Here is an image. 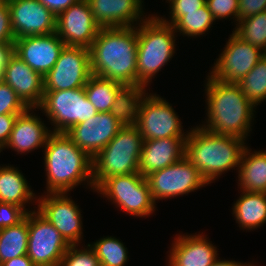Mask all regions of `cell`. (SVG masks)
<instances>
[{
    "mask_svg": "<svg viewBox=\"0 0 266 266\" xmlns=\"http://www.w3.org/2000/svg\"><path fill=\"white\" fill-rule=\"evenodd\" d=\"M166 261L168 266H211L218 258V248L206 234H176Z\"/></svg>",
    "mask_w": 266,
    "mask_h": 266,
    "instance_id": "20",
    "label": "cell"
},
{
    "mask_svg": "<svg viewBox=\"0 0 266 266\" xmlns=\"http://www.w3.org/2000/svg\"><path fill=\"white\" fill-rule=\"evenodd\" d=\"M186 138L171 137L143 140L139 160V174L146 177L181 160L185 156Z\"/></svg>",
    "mask_w": 266,
    "mask_h": 266,
    "instance_id": "23",
    "label": "cell"
},
{
    "mask_svg": "<svg viewBox=\"0 0 266 266\" xmlns=\"http://www.w3.org/2000/svg\"><path fill=\"white\" fill-rule=\"evenodd\" d=\"M266 10V0H239L238 21Z\"/></svg>",
    "mask_w": 266,
    "mask_h": 266,
    "instance_id": "39",
    "label": "cell"
},
{
    "mask_svg": "<svg viewBox=\"0 0 266 266\" xmlns=\"http://www.w3.org/2000/svg\"><path fill=\"white\" fill-rule=\"evenodd\" d=\"M69 192L43 193L37 197L36 210L45 217L69 245L83 241V223L79 205L71 199Z\"/></svg>",
    "mask_w": 266,
    "mask_h": 266,
    "instance_id": "13",
    "label": "cell"
},
{
    "mask_svg": "<svg viewBox=\"0 0 266 266\" xmlns=\"http://www.w3.org/2000/svg\"><path fill=\"white\" fill-rule=\"evenodd\" d=\"M8 50L0 49V83L3 82V66L5 61V54Z\"/></svg>",
    "mask_w": 266,
    "mask_h": 266,
    "instance_id": "44",
    "label": "cell"
},
{
    "mask_svg": "<svg viewBox=\"0 0 266 266\" xmlns=\"http://www.w3.org/2000/svg\"><path fill=\"white\" fill-rule=\"evenodd\" d=\"M33 110L36 111V108H28L17 115L9 140L2 151L10 148L17 154L26 155L39 148L43 150L52 129Z\"/></svg>",
    "mask_w": 266,
    "mask_h": 266,
    "instance_id": "21",
    "label": "cell"
},
{
    "mask_svg": "<svg viewBox=\"0 0 266 266\" xmlns=\"http://www.w3.org/2000/svg\"><path fill=\"white\" fill-rule=\"evenodd\" d=\"M89 50L93 75L137 92V26L101 28Z\"/></svg>",
    "mask_w": 266,
    "mask_h": 266,
    "instance_id": "1",
    "label": "cell"
},
{
    "mask_svg": "<svg viewBox=\"0 0 266 266\" xmlns=\"http://www.w3.org/2000/svg\"><path fill=\"white\" fill-rule=\"evenodd\" d=\"M46 8H48L56 17L78 0H38Z\"/></svg>",
    "mask_w": 266,
    "mask_h": 266,
    "instance_id": "41",
    "label": "cell"
},
{
    "mask_svg": "<svg viewBox=\"0 0 266 266\" xmlns=\"http://www.w3.org/2000/svg\"><path fill=\"white\" fill-rule=\"evenodd\" d=\"M121 239L113 236L101 237L99 240L88 243L95 251L100 266H125L129 262L128 249Z\"/></svg>",
    "mask_w": 266,
    "mask_h": 266,
    "instance_id": "31",
    "label": "cell"
},
{
    "mask_svg": "<svg viewBox=\"0 0 266 266\" xmlns=\"http://www.w3.org/2000/svg\"><path fill=\"white\" fill-rule=\"evenodd\" d=\"M208 10L212 13L215 21L227 20L238 22L239 0H206Z\"/></svg>",
    "mask_w": 266,
    "mask_h": 266,
    "instance_id": "36",
    "label": "cell"
},
{
    "mask_svg": "<svg viewBox=\"0 0 266 266\" xmlns=\"http://www.w3.org/2000/svg\"><path fill=\"white\" fill-rule=\"evenodd\" d=\"M46 192H70L79 185L93 187V159L65 134L52 132L43 148ZM84 183V184H82Z\"/></svg>",
    "mask_w": 266,
    "mask_h": 266,
    "instance_id": "3",
    "label": "cell"
},
{
    "mask_svg": "<svg viewBox=\"0 0 266 266\" xmlns=\"http://www.w3.org/2000/svg\"><path fill=\"white\" fill-rule=\"evenodd\" d=\"M232 206V215L242 230H255L266 223V193L246 192Z\"/></svg>",
    "mask_w": 266,
    "mask_h": 266,
    "instance_id": "27",
    "label": "cell"
},
{
    "mask_svg": "<svg viewBox=\"0 0 266 266\" xmlns=\"http://www.w3.org/2000/svg\"><path fill=\"white\" fill-rule=\"evenodd\" d=\"M224 46L208 74L225 83L237 84L265 55L260 48L241 40L233 32Z\"/></svg>",
    "mask_w": 266,
    "mask_h": 266,
    "instance_id": "15",
    "label": "cell"
},
{
    "mask_svg": "<svg viewBox=\"0 0 266 266\" xmlns=\"http://www.w3.org/2000/svg\"><path fill=\"white\" fill-rule=\"evenodd\" d=\"M237 85L256 108L266 101V53Z\"/></svg>",
    "mask_w": 266,
    "mask_h": 266,
    "instance_id": "30",
    "label": "cell"
},
{
    "mask_svg": "<svg viewBox=\"0 0 266 266\" xmlns=\"http://www.w3.org/2000/svg\"><path fill=\"white\" fill-rule=\"evenodd\" d=\"M207 75L204 84L207 117L199 126L216 134L248 140L256 107L237 84L221 82Z\"/></svg>",
    "mask_w": 266,
    "mask_h": 266,
    "instance_id": "2",
    "label": "cell"
},
{
    "mask_svg": "<svg viewBox=\"0 0 266 266\" xmlns=\"http://www.w3.org/2000/svg\"><path fill=\"white\" fill-rule=\"evenodd\" d=\"M254 262H240L235 260H226L219 257L211 266H254Z\"/></svg>",
    "mask_w": 266,
    "mask_h": 266,
    "instance_id": "43",
    "label": "cell"
},
{
    "mask_svg": "<svg viewBox=\"0 0 266 266\" xmlns=\"http://www.w3.org/2000/svg\"><path fill=\"white\" fill-rule=\"evenodd\" d=\"M47 117L52 132L65 133L74 125L90 119L98 111L88 100L84 87L44 91L43 99L37 108Z\"/></svg>",
    "mask_w": 266,
    "mask_h": 266,
    "instance_id": "9",
    "label": "cell"
},
{
    "mask_svg": "<svg viewBox=\"0 0 266 266\" xmlns=\"http://www.w3.org/2000/svg\"><path fill=\"white\" fill-rule=\"evenodd\" d=\"M236 172L240 190L266 193V150L252 151L247 145Z\"/></svg>",
    "mask_w": 266,
    "mask_h": 266,
    "instance_id": "26",
    "label": "cell"
},
{
    "mask_svg": "<svg viewBox=\"0 0 266 266\" xmlns=\"http://www.w3.org/2000/svg\"><path fill=\"white\" fill-rule=\"evenodd\" d=\"M215 22L212 13L208 10L207 5H205L197 11L187 12V14L181 16L172 26L174 31L182 37L197 38L201 37V35L203 36V34H208Z\"/></svg>",
    "mask_w": 266,
    "mask_h": 266,
    "instance_id": "29",
    "label": "cell"
},
{
    "mask_svg": "<svg viewBox=\"0 0 266 266\" xmlns=\"http://www.w3.org/2000/svg\"><path fill=\"white\" fill-rule=\"evenodd\" d=\"M247 141L208 131L197 124L185 139V157L210 185L225 172L238 171Z\"/></svg>",
    "mask_w": 266,
    "mask_h": 266,
    "instance_id": "4",
    "label": "cell"
},
{
    "mask_svg": "<svg viewBox=\"0 0 266 266\" xmlns=\"http://www.w3.org/2000/svg\"><path fill=\"white\" fill-rule=\"evenodd\" d=\"M17 115H0V149L7 144Z\"/></svg>",
    "mask_w": 266,
    "mask_h": 266,
    "instance_id": "40",
    "label": "cell"
},
{
    "mask_svg": "<svg viewBox=\"0 0 266 266\" xmlns=\"http://www.w3.org/2000/svg\"><path fill=\"white\" fill-rule=\"evenodd\" d=\"M26 215L27 212L22 207L0 202V229L18 224Z\"/></svg>",
    "mask_w": 266,
    "mask_h": 266,
    "instance_id": "38",
    "label": "cell"
},
{
    "mask_svg": "<svg viewBox=\"0 0 266 266\" xmlns=\"http://www.w3.org/2000/svg\"><path fill=\"white\" fill-rule=\"evenodd\" d=\"M28 212L27 255L36 266H59L69 244L36 209Z\"/></svg>",
    "mask_w": 266,
    "mask_h": 266,
    "instance_id": "11",
    "label": "cell"
},
{
    "mask_svg": "<svg viewBox=\"0 0 266 266\" xmlns=\"http://www.w3.org/2000/svg\"><path fill=\"white\" fill-rule=\"evenodd\" d=\"M29 185L19 168L9 164L0 165V202L22 207L27 213L33 211L29 209L30 204H37L38 196Z\"/></svg>",
    "mask_w": 266,
    "mask_h": 266,
    "instance_id": "25",
    "label": "cell"
},
{
    "mask_svg": "<svg viewBox=\"0 0 266 266\" xmlns=\"http://www.w3.org/2000/svg\"><path fill=\"white\" fill-rule=\"evenodd\" d=\"M28 233V213L18 224L0 229V265L27 255Z\"/></svg>",
    "mask_w": 266,
    "mask_h": 266,
    "instance_id": "28",
    "label": "cell"
},
{
    "mask_svg": "<svg viewBox=\"0 0 266 266\" xmlns=\"http://www.w3.org/2000/svg\"><path fill=\"white\" fill-rule=\"evenodd\" d=\"M169 3V18L166 19L156 15L162 22L173 25L181 16L187 14V12L197 11L199 8L206 5V0H165Z\"/></svg>",
    "mask_w": 266,
    "mask_h": 266,
    "instance_id": "35",
    "label": "cell"
},
{
    "mask_svg": "<svg viewBox=\"0 0 266 266\" xmlns=\"http://www.w3.org/2000/svg\"><path fill=\"white\" fill-rule=\"evenodd\" d=\"M95 192L107 198L116 208L134 217H149L156 211L149 184L139 173L110 176Z\"/></svg>",
    "mask_w": 266,
    "mask_h": 266,
    "instance_id": "8",
    "label": "cell"
},
{
    "mask_svg": "<svg viewBox=\"0 0 266 266\" xmlns=\"http://www.w3.org/2000/svg\"><path fill=\"white\" fill-rule=\"evenodd\" d=\"M232 31L241 40L266 53V10L254 16L240 19Z\"/></svg>",
    "mask_w": 266,
    "mask_h": 266,
    "instance_id": "32",
    "label": "cell"
},
{
    "mask_svg": "<svg viewBox=\"0 0 266 266\" xmlns=\"http://www.w3.org/2000/svg\"><path fill=\"white\" fill-rule=\"evenodd\" d=\"M3 82L8 84L28 108H38L44 95V78L12 50L5 54Z\"/></svg>",
    "mask_w": 266,
    "mask_h": 266,
    "instance_id": "18",
    "label": "cell"
},
{
    "mask_svg": "<svg viewBox=\"0 0 266 266\" xmlns=\"http://www.w3.org/2000/svg\"><path fill=\"white\" fill-rule=\"evenodd\" d=\"M84 90L88 100L99 113L130 112L132 92L117 81L92 74Z\"/></svg>",
    "mask_w": 266,
    "mask_h": 266,
    "instance_id": "24",
    "label": "cell"
},
{
    "mask_svg": "<svg viewBox=\"0 0 266 266\" xmlns=\"http://www.w3.org/2000/svg\"><path fill=\"white\" fill-rule=\"evenodd\" d=\"M177 36L172 25L153 13L137 25V92L147 91L153 78L176 54Z\"/></svg>",
    "mask_w": 266,
    "mask_h": 266,
    "instance_id": "5",
    "label": "cell"
},
{
    "mask_svg": "<svg viewBox=\"0 0 266 266\" xmlns=\"http://www.w3.org/2000/svg\"><path fill=\"white\" fill-rule=\"evenodd\" d=\"M130 120L139 129L143 140L188 137L177 112L164 97L148 91L132 92Z\"/></svg>",
    "mask_w": 266,
    "mask_h": 266,
    "instance_id": "6",
    "label": "cell"
},
{
    "mask_svg": "<svg viewBox=\"0 0 266 266\" xmlns=\"http://www.w3.org/2000/svg\"><path fill=\"white\" fill-rule=\"evenodd\" d=\"M65 43L56 32L17 38L12 51L44 77L55 65Z\"/></svg>",
    "mask_w": 266,
    "mask_h": 266,
    "instance_id": "19",
    "label": "cell"
},
{
    "mask_svg": "<svg viewBox=\"0 0 266 266\" xmlns=\"http://www.w3.org/2000/svg\"><path fill=\"white\" fill-rule=\"evenodd\" d=\"M27 109L28 107L8 84L0 83V115H19Z\"/></svg>",
    "mask_w": 266,
    "mask_h": 266,
    "instance_id": "34",
    "label": "cell"
},
{
    "mask_svg": "<svg viewBox=\"0 0 266 266\" xmlns=\"http://www.w3.org/2000/svg\"><path fill=\"white\" fill-rule=\"evenodd\" d=\"M70 245L59 266H100L95 251L87 244L82 247ZM79 248V249H78Z\"/></svg>",
    "mask_w": 266,
    "mask_h": 266,
    "instance_id": "33",
    "label": "cell"
},
{
    "mask_svg": "<svg viewBox=\"0 0 266 266\" xmlns=\"http://www.w3.org/2000/svg\"><path fill=\"white\" fill-rule=\"evenodd\" d=\"M130 119V112L97 113L71 127L65 134L81 150L94 158Z\"/></svg>",
    "mask_w": 266,
    "mask_h": 266,
    "instance_id": "12",
    "label": "cell"
},
{
    "mask_svg": "<svg viewBox=\"0 0 266 266\" xmlns=\"http://www.w3.org/2000/svg\"><path fill=\"white\" fill-rule=\"evenodd\" d=\"M0 266H36L28 257V255H22L11 260L3 262Z\"/></svg>",
    "mask_w": 266,
    "mask_h": 266,
    "instance_id": "42",
    "label": "cell"
},
{
    "mask_svg": "<svg viewBox=\"0 0 266 266\" xmlns=\"http://www.w3.org/2000/svg\"><path fill=\"white\" fill-rule=\"evenodd\" d=\"M143 137L129 119L93 159V187L110 176L139 173Z\"/></svg>",
    "mask_w": 266,
    "mask_h": 266,
    "instance_id": "7",
    "label": "cell"
},
{
    "mask_svg": "<svg viewBox=\"0 0 266 266\" xmlns=\"http://www.w3.org/2000/svg\"><path fill=\"white\" fill-rule=\"evenodd\" d=\"M15 37L7 0H0V49L12 50Z\"/></svg>",
    "mask_w": 266,
    "mask_h": 266,
    "instance_id": "37",
    "label": "cell"
},
{
    "mask_svg": "<svg viewBox=\"0 0 266 266\" xmlns=\"http://www.w3.org/2000/svg\"><path fill=\"white\" fill-rule=\"evenodd\" d=\"M88 2L93 17L101 28L137 26L151 15L144 16V0H88Z\"/></svg>",
    "mask_w": 266,
    "mask_h": 266,
    "instance_id": "22",
    "label": "cell"
},
{
    "mask_svg": "<svg viewBox=\"0 0 266 266\" xmlns=\"http://www.w3.org/2000/svg\"><path fill=\"white\" fill-rule=\"evenodd\" d=\"M91 75L89 48L64 46L55 65L43 77L44 91L85 87Z\"/></svg>",
    "mask_w": 266,
    "mask_h": 266,
    "instance_id": "14",
    "label": "cell"
},
{
    "mask_svg": "<svg viewBox=\"0 0 266 266\" xmlns=\"http://www.w3.org/2000/svg\"><path fill=\"white\" fill-rule=\"evenodd\" d=\"M15 39L56 32L57 17L38 0H7Z\"/></svg>",
    "mask_w": 266,
    "mask_h": 266,
    "instance_id": "17",
    "label": "cell"
},
{
    "mask_svg": "<svg viewBox=\"0 0 266 266\" xmlns=\"http://www.w3.org/2000/svg\"><path fill=\"white\" fill-rule=\"evenodd\" d=\"M100 29L88 0H78L57 16L56 33L65 46L90 48Z\"/></svg>",
    "mask_w": 266,
    "mask_h": 266,
    "instance_id": "16",
    "label": "cell"
},
{
    "mask_svg": "<svg viewBox=\"0 0 266 266\" xmlns=\"http://www.w3.org/2000/svg\"><path fill=\"white\" fill-rule=\"evenodd\" d=\"M145 178L155 203L159 200L172 199L196 192L195 190L209 185L185 156L178 162L155 171Z\"/></svg>",
    "mask_w": 266,
    "mask_h": 266,
    "instance_id": "10",
    "label": "cell"
}]
</instances>
